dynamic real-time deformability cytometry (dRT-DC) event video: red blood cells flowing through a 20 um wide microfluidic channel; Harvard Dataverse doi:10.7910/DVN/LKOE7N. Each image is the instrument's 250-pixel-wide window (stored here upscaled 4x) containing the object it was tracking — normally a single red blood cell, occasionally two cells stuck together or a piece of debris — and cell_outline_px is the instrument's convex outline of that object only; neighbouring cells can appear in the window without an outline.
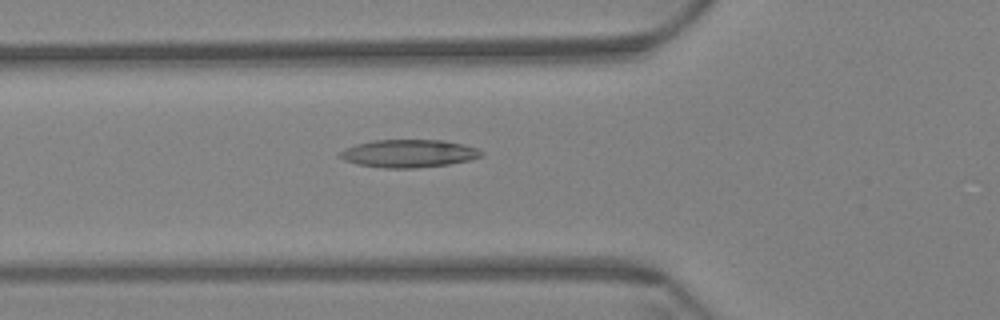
{"species": "Egyptian fruit bat (a non-hibernating species)", "species_latin": "Rousettus aegyptiacus", "temperature_condition": "warm", "stored_images_in_passage": 44, "camera_frame_rate_fps": 3000, "um_per_image_px": 0.085, "animal": {"sex": "female"}, "frame": {"image": 1, "passage_image": 6, "time_ms": 1.667, "image_size_px": [1000, 320], "cell_outline_px": [[484, 156], [472, 160], [448, 164], [416, 168], [384, 168], [356, 164], [344, 160], [340, 156], [340, 152], [344, 148], [356, 144], [372, 140], [444, 140], [464, 144], [476, 148], [484, 152]], "centroid_in_image_um": [34.77, 13.04], "position_along_channel_um": 91.0, "area_um2": 23.12}}
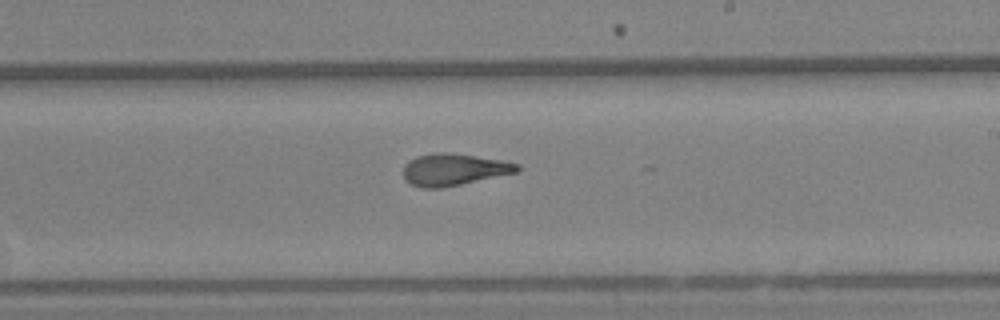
{"frame": {"image": 2, "passage_image": 20, "time_ms": 6.333, "image_size_px": [1000, 320], "cell_outline_px": [[520, 172], [440, 188], [420, 188], [404, 180], [404, 164], [416, 156], [440, 152], [444, 152], [476, 156], [504, 160], [520, 164]], "centroid_in_image_um": [38.6, 14.41], "position_along_channel_um": 250.4, "area_um2": 21.21}}
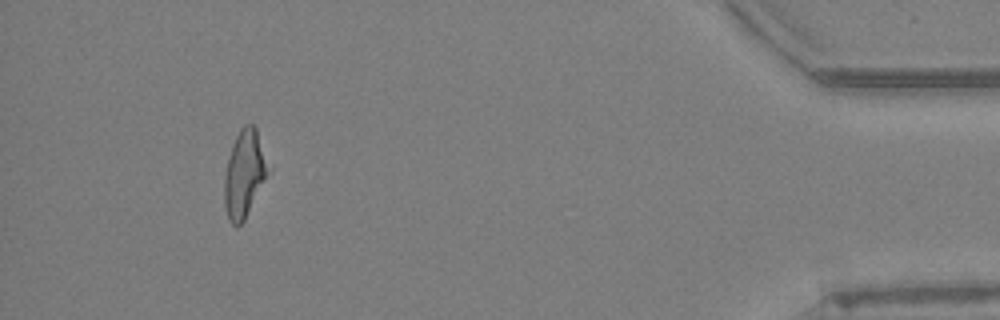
{"frame": {"image": 3, "passage_image": 40, "time_ms": 13.0, "image_size_px": [1000, 320], "cell_outline_px": [[272, 168], [244, 220], [236, 228], [228, 220], [224, 204], [224, 176], [232, 144], [240, 128], [244, 124], [252, 124], [256, 128], [272, 164]], "centroid_in_image_um": [20.81, 14.75], "position_along_channel_um": 414.4, "area_um2": 22.83}, "authors_computed_cell_mechanics": {"area_um2": 21.9062, "velocity_mm_per_s": 3.4283, "shape_relaxation_time_tau1_ms": 9.1641, "shape_relaxation_time_tau2_ms": 3.1197, "deformation_change_tau1": 0.2085, "deformation_change_tau2": 0.1273}}